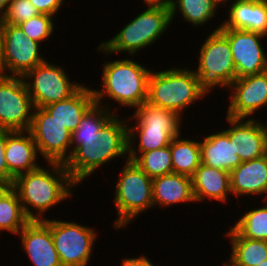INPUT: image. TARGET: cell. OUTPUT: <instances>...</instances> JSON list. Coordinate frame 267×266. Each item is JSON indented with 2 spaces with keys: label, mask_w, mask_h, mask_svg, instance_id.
I'll list each match as a JSON object with an SVG mask.
<instances>
[{
  "label": "cell",
  "mask_w": 267,
  "mask_h": 266,
  "mask_svg": "<svg viewBox=\"0 0 267 266\" xmlns=\"http://www.w3.org/2000/svg\"><path fill=\"white\" fill-rule=\"evenodd\" d=\"M214 30L203 40L198 55L197 68H193L201 84L212 93V90L227 88L236 79L229 40L218 30Z\"/></svg>",
  "instance_id": "cell-7"
},
{
  "label": "cell",
  "mask_w": 267,
  "mask_h": 266,
  "mask_svg": "<svg viewBox=\"0 0 267 266\" xmlns=\"http://www.w3.org/2000/svg\"><path fill=\"white\" fill-rule=\"evenodd\" d=\"M12 131L6 128H0V181L9 182L13 184L14 177L8 171V166L5 158V144L7 136Z\"/></svg>",
  "instance_id": "cell-35"
},
{
  "label": "cell",
  "mask_w": 267,
  "mask_h": 266,
  "mask_svg": "<svg viewBox=\"0 0 267 266\" xmlns=\"http://www.w3.org/2000/svg\"><path fill=\"white\" fill-rule=\"evenodd\" d=\"M62 66L46 59L28 71L23 80L34 107H45L73 95L84 83L73 80Z\"/></svg>",
  "instance_id": "cell-8"
},
{
  "label": "cell",
  "mask_w": 267,
  "mask_h": 266,
  "mask_svg": "<svg viewBox=\"0 0 267 266\" xmlns=\"http://www.w3.org/2000/svg\"><path fill=\"white\" fill-rule=\"evenodd\" d=\"M145 3L144 6H161L170 7L171 0H142Z\"/></svg>",
  "instance_id": "cell-38"
},
{
  "label": "cell",
  "mask_w": 267,
  "mask_h": 266,
  "mask_svg": "<svg viewBox=\"0 0 267 266\" xmlns=\"http://www.w3.org/2000/svg\"><path fill=\"white\" fill-rule=\"evenodd\" d=\"M120 169L114 190L113 203L117 218L113 220L112 227L117 230L127 229L136 218L152 210V178L142 171L133 161H124Z\"/></svg>",
  "instance_id": "cell-6"
},
{
  "label": "cell",
  "mask_w": 267,
  "mask_h": 266,
  "mask_svg": "<svg viewBox=\"0 0 267 266\" xmlns=\"http://www.w3.org/2000/svg\"><path fill=\"white\" fill-rule=\"evenodd\" d=\"M118 115L115 114L103 126L97 141L82 142L64 164L78 186L92 178L99 168L107 163L110 165L112 160L123 157L128 160V123L126 117Z\"/></svg>",
  "instance_id": "cell-3"
},
{
  "label": "cell",
  "mask_w": 267,
  "mask_h": 266,
  "mask_svg": "<svg viewBox=\"0 0 267 266\" xmlns=\"http://www.w3.org/2000/svg\"><path fill=\"white\" fill-rule=\"evenodd\" d=\"M33 266H62L51 234V219L30 220L17 234Z\"/></svg>",
  "instance_id": "cell-16"
},
{
  "label": "cell",
  "mask_w": 267,
  "mask_h": 266,
  "mask_svg": "<svg viewBox=\"0 0 267 266\" xmlns=\"http://www.w3.org/2000/svg\"><path fill=\"white\" fill-rule=\"evenodd\" d=\"M258 266H267V260L263 261L261 264H259Z\"/></svg>",
  "instance_id": "cell-44"
},
{
  "label": "cell",
  "mask_w": 267,
  "mask_h": 266,
  "mask_svg": "<svg viewBox=\"0 0 267 266\" xmlns=\"http://www.w3.org/2000/svg\"><path fill=\"white\" fill-rule=\"evenodd\" d=\"M230 190L237 201L253 195L267 200V154L235 167L230 172Z\"/></svg>",
  "instance_id": "cell-17"
},
{
  "label": "cell",
  "mask_w": 267,
  "mask_h": 266,
  "mask_svg": "<svg viewBox=\"0 0 267 266\" xmlns=\"http://www.w3.org/2000/svg\"><path fill=\"white\" fill-rule=\"evenodd\" d=\"M216 3H218L219 5H221V8H225V5H227L228 3H230L232 0H214ZM223 5V6H222Z\"/></svg>",
  "instance_id": "cell-43"
},
{
  "label": "cell",
  "mask_w": 267,
  "mask_h": 266,
  "mask_svg": "<svg viewBox=\"0 0 267 266\" xmlns=\"http://www.w3.org/2000/svg\"><path fill=\"white\" fill-rule=\"evenodd\" d=\"M192 179V190L195 202L201 204L209 201L219 203L229 202L230 172L206 166L201 163L196 169Z\"/></svg>",
  "instance_id": "cell-19"
},
{
  "label": "cell",
  "mask_w": 267,
  "mask_h": 266,
  "mask_svg": "<svg viewBox=\"0 0 267 266\" xmlns=\"http://www.w3.org/2000/svg\"><path fill=\"white\" fill-rule=\"evenodd\" d=\"M228 6V7H227ZM220 28H232L267 36V0H232ZM228 16V18H227Z\"/></svg>",
  "instance_id": "cell-18"
},
{
  "label": "cell",
  "mask_w": 267,
  "mask_h": 266,
  "mask_svg": "<svg viewBox=\"0 0 267 266\" xmlns=\"http://www.w3.org/2000/svg\"><path fill=\"white\" fill-rule=\"evenodd\" d=\"M39 14L40 12L29 0H10L0 24L19 25Z\"/></svg>",
  "instance_id": "cell-34"
},
{
  "label": "cell",
  "mask_w": 267,
  "mask_h": 266,
  "mask_svg": "<svg viewBox=\"0 0 267 266\" xmlns=\"http://www.w3.org/2000/svg\"><path fill=\"white\" fill-rule=\"evenodd\" d=\"M94 103L95 98L92 86L89 87L84 83L69 98L51 103L43 108L73 133L83 115Z\"/></svg>",
  "instance_id": "cell-22"
},
{
  "label": "cell",
  "mask_w": 267,
  "mask_h": 266,
  "mask_svg": "<svg viewBox=\"0 0 267 266\" xmlns=\"http://www.w3.org/2000/svg\"><path fill=\"white\" fill-rule=\"evenodd\" d=\"M133 112L132 115L127 117L128 127L181 129L183 128L182 123H185L183 121L184 117H181L176 112L163 107L152 105L147 101L139 107L135 108ZM132 121L135 123L133 124Z\"/></svg>",
  "instance_id": "cell-26"
},
{
  "label": "cell",
  "mask_w": 267,
  "mask_h": 266,
  "mask_svg": "<svg viewBox=\"0 0 267 266\" xmlns=\"http://www.w3.org/2000/svg\"><path fill=\"white\" fill-rule=\"evenodd\" d=\"M230 242L229 258L239 266H258L267 260V241L242 237L233 227L224 235Z\"/></svg>",
  "instance_id": "cell-25"
},
{
  "label": "cell",
  "mask_w": 267,
  "mask_h": 266,
  "mask_svg": "<svg viewBox=\"0 0 267 266\" xmlns=\"http://www.w3.org/2000/svg\"><path fill=\"white\" fill-rule=\"evenodd\" d=\"M152 194L154 208L195 203L192 179L182 174L171 173L153 178Z\"/></svg>",
  "instance_id": "cell-21"
},
{
  "label": "cell",
  "mask_w": 267,
  "mask_h": 266,
  "mask_svg": "<svg viewBox=\"0 0 267 266\" xmlns=\"http://www.w3.org/2000/svg\"><path fill=\"white\" fill-rule=\"evenodd\" d=\"M13 188L12 183L0 181V200Z\"/></svg>",
  "instance_id": "cell-39"
},
{
  "label": "cell",
  "mask_w": 267,
  "mask_h": 266,
  "mask_svg": "<svg viewBox=\"0 0 267 266\" xmlns=\"http://www.w3.org/2000/svg\"><path fill=\"white\" fill-rule=\"evenodd\" d=\"M202 136L204 137L203 141L200 140L201 163L228 172L242 163L234 151L233 142L227 136V128Z\"/></svg>",
  "instance_id": "cell-23"
},
{
  "label": "cell",
  "mask_w": 267,
  "mask_h": 266,
  "mask_svg": "<svg viewBox=\"0 0 267 266\" xmlns=\"http://www.w3.org/2000/svg\"><path fill=\"white\" fill-rule=\"evenodd\" d=\"M54 19L55 17L51 15L40 13L39 15L19 24V26L26 36L42 45V42L50 40V37L53 36V33L56 30V22L54 23Z\"/></svg>",
  "instance_id": "cell-33"
},
{
  "label": "cell",
  "mask_w": 267,
  "mask_h": 266,
  "mask_svg": "<svg viewBox=\"0 0 267 266\" xmlns=\"http://www.w3.org/2000/svg\"><path fill=\"white\" fill-rule=\"evenodd\" d=\"M189 68L172 66L166 70L153 69L148 80L147 102L182 117L193 103L205 99L210 92L201 84L193 67Z\"/></svg>",
  "instance_id": "cell-5"
},
{
  "label": "cell",
  "mask_w": 267,
  "mask_h": 266,
  "mask_svg": "<svg viewBox=\"0 0 267 266\" xmlns=\"http://www.w3.org/2000/svg\"><path fill=\"white\" fill-rule=\"evenodd\" d=\"M230 43V49L236 69V78L255 75L267 70V52L262 39L267 36L260 33L232 28L218 29Z\"/></svg>",
  "instance_id": "cell-13"
},
{
  "label": "cell",
  "mask_w": 267,
  "mask_h": 266,
  "mask_svg": "<svg viewBox=\"0 0 267 266\" xmlns=\"http://www.w3.org/2000/svg\"><path fill=\"white\" fill-rule=\"evenodd\" d=\"M10 0H0V19L4 16Z\"/></svg>",
  "instance_id": "cell-40"
},
{
  "label": "cell",
  "mask_w": 267,
  "mask_h": 266,
  "mask_svg": "<svg viewBox=\"0 0 267 266\" xmlns=\"http://www.w3.org/2000/svg\"><path fill=\"white\" fill-rule=\"evenodd\" d=\"M46 163H63L71 156V132L43 107H34L28 130Z\"/></svg>",
  "instance_id": "cell-11"
},
{
  "label": "cell",
  "mask_w": 267,
  "mask_h": 266,
  "mask_svg": "<svg viewBox=\"0 0 267 266\" xmlns=\"http://www.w3.org/2000/svg\"><path fill=\"white\" fill-rule=\"evenodd\" d=\"M227 261H223L222 263V266H239L237 264H235L229 257L228 259H226Z\"/></svg>",
  "instance_id": "cell-42"
},
{
  "label": "cell",
  "mask_w": 267,
  "mask_h": 266,
  "mask_svg": "<svg viewBox=\"0 0 267 266\" xmlns=\"http://www.w3.org/2000/svg\"><path fill=\"white\" fill-rule=\"evenodd\" d=\"M133 162L152 179L173 173L170 145L141 153Z\"/></svg>",
  "instance_id": "cell-32"
},
{
  "label": "cell",
  "mask_w": 267,
  "mask_h": 266,
  "mask_svg": "<svg viewBox=\"0 0 267 266\" xmlns=\"http://www.w3.org/2000/svg\"><path fill=\"white\" fill-rule=\"evenodd\" d=\"M264 204L251 208L232 224L233 228L245 238L267 241V200Z\"/></svg>",
  "instance_id": "cell-31"
},
{
  "label": "cell",
  "mask_w": 267,
  "mask_h": 266,
  "mask_svg": "<svg viewBox=\"0 0 267 266\" xmlns=\"http://www.w3.org/2000/svg\"><path fill=\"white\" fill-rule=\"evenodd\" d=\"M182 137L179 134L170 142L173 173L192 177L201 164L200 140Z\"/></svg>",
  "instance_id": "cell-27"
},
{
  "label": "cell",
  "mask_w": 267,
  "mask_h": 266,
  "mask_svg": "<svg viewBox=\"0 0 267 266\" xmlns=\"http://www.w3.org/2000/svg\"><path fill=\"white\" fill-rule=\"evenodd\" d=\"M132 58L135 57L130 58L129 56L128 58L126 56V58L118 60H106L101 66L102 83L100 84L103 88L94 89V86L92 88L95 103L102 105L114 114L120 113L115 111L121 110L122 107L133 110L147 101L148 80L152 69L146 68L145 65ZM112 101L118 105L115 107Z\"/></svg>",
  "instance_id": "cell-2"
},
{
  "label": "cell",
  "mask_w": 267,
  "mask_h": 266,
  "mask_svg": "<svg viewBox=\"0 0 267 266\" xmlns=\"http://www.w3.org/2000/svg\"><path fill=\"white\" fill-rule=\"evenodd\" d=\"M29 221L17 192L12 188L0 200V233L4 231L17 236Z\"/></svg>",
  "instance_id": "cell-30"
},
{
  "label": "cell",
  "mask_w": 267,
  "mask_h": 266,
  "mask_svg": "<svg viewBox=\"0 0 267 266\" xmlns=\"http://www.w3.org/2000/svg\"><path fill=\"white\" fill-rule=\"evenodd\" d=\"M45 166L17 176L12 184L30 220L47 219L46 212L72 198L78 186L63 163H47Z\"/></svg>",
  "instance_id": "cell-1"
},
{
  "label": "cell",
  "mask_w": 267,
  "mask_h": 266,
  "mask_svg": "<svg viewBox=\"0 0 267 266\" xmlns=\"http://www.w3.org/2000/svg\"><path fill=\"white\" fill-rule=\"evenodd\" d=\"M42 14L57 17L58 11L64 6V0H29Z\"/></svg>",
  "instance_id": "cell-36"
},
{
  "label": "cell",
  "mask_w": 267,
  "mask_h": 266,
  "mask_svg": "<svg viewBox=\"0 0 267 266\" xmlns=\"http://www.w3.org/2000/svg\"><path fill=\"white\" fill-rule=\"evenodd\" d=\"M114 115V112L94 103L71 134V153L82 145V142L97 141L100 138L101 129Z\"/></svg>",
  "instance_id": "cell-29"
},
{
  "label": "cell",
  "mask_w": 267,
  "mask_h": 266,
  "mask_svg": "<svg viewBox=\"0 0 267 266\" xmlns=\"http://www.w3.org/2000/svg\"><path fill=\"white\" fill-rule=\"evenodd\" d=\"M93 227L51 219V234L62 266H88L97 239Z\"/></svg>",
  "instance_id": "cell-9"
},
{
  "label": "cell",
  "mask_w": 267,
  "mask_h": 266,
  "mask_svg": "<svg viewBox=\"0 0 267 266\" xmlns=\"http://www.w3.org/2000/svg\"><path fill=\"white\" fill-rule=\"evenodd\" d=\"M0 73H2V33L0 25Z\"/></svg>",
  "instance_id": "cell-41"
},
{
  "label": "cell",
  "mask_w": 267,
  "mask_h": 266,
  "mask_svg": "<svg viewBox=\"0 0 267 266\" xmlns=\"http://www.w3.org/2000/svg\"><path fill=\"white\" fill-rule=\"evenodd\" d=\"M128 21L112 38L102 41L96 52L102 53L105 58L119 53L135 57L164 37L172 24L170 7L146 6L145 11Z\"/></svg>",
  "instance_id": "cell-4"
},
{
  "label": "cell",
  "mask_w": 267,
  "mask_h": 266,
  "mask_svg": "<svg viewBox=\"0 0 267 266\" xmlns=\"http://www.w3.org/2000/svg\"><path fill=\"white\" fill-rule=\"evenodd\" d=\"M122 264L120 266H156L150 258L145 256V254L140 255L139 257H125L121 260Z\"/></svg>",
  "instance_id": "cell-37"
},
{
  "label": "cell",
  "mask_w": 267,
  "mask_h": 266,
  "mask_svg": "<svg viewBox=\"0 0 267 266\" xmlns=\"http://www.w3.org/2000/svg\"><path fill=\"white\" fill-rule=\"evenodd\" d=\"M34 105L23 77L0 76V128L27 131Z\"/></svg>",
  "instance_id": "cell-12"
},
{
  "label": "cell",
  "mask_w": 267,
  "mask_h": 266,
  "mask_svg": "<svg viewBox=\"0 0 267 266\" xmlns=\"http://www.w3.org/2000/svg\"><path fill=\"white\" fill-rule=\"evenodd\" d=\"M38 148L30 132L12 131L7 136L5 144V158L10 174L17 176L34 171L42 165L37 163L40 159Z\"/></svg>",
  "instance_id": "cell-20"
},
{
  "label": "cell",
  "mask_w": 267,
  "mask_h": 266,
  "mask_svg": "<svg viewBox=\"0 0 267 266\" xmlns=\"http://www.w3.org/2000/svg\"><path fill=\"white\" fill-rule=\"evenodd\" d=\"M181 129H156L149 127H128V160L139 154L170 145Z\"/></svg>",
  "instance_id": "cell-24"
},
{
  "label": "cell",
  "mask_w": 267,
  "mask_h": 266,
  "mask_svg": "<svg viewBox=\"0 0 267 266\" xmlns=\"http://www.w3.org/2000/svg\"><path fill=\"white\" fill-rule=\"evenodd\" d=\"M227 89L230 99L226 116L254 119L258 111L261 112L262 108L267 107V70L236 78Z\"/></svg>",
  "instance_id": "cell-14"
},
{
  "label": "cell",
  "mask_w": 267,
  "mask_h": 266,
  "mask_svg": "<svg viewBox=\"0 0 267 266\" xmlns=\"http://www.w3.org/2000/svg\"><path fill=\"white\" fill-rule=\"evenodd\" d=\"M220 7L214 0H171V22L173 24L177 14L181 13L183 21L192 24L194 28L203 27L218 15Z\"/></svg>",
  "instance_id": "cell-28"
},
{
  "label": "cell",
  "mask_w": 267,
  "mask_h": 266,
  "mask_svg": "<svg viewBox=\"0 0 267 266\" xmlns=\"http://www.w3.org/2000/svg\"><path fill=\"white\" fill-rule=\"evenodd\" d=\"M2 33V75L23 77L46 60L39 42L25 35L19 25L0 24Z\"/></svg>",
  "instance_id": "cell-10"
},
{
  "label": "cell",
  "mask_w": 267,
  "mask_h": 266,
  "mask_svg": "<svg viewBox=\"0 0 267 266\" xmlns=\"http://www.w3.org/2000/svg\"><path fill=\"white\" fill-rule=\"evenodd\" d=\"M227 136L242 162L267 154V130L264 121L257 118H232L226 116Z\"/></svg>",
  "instance_id": "cell-15"
}]
</instances>
